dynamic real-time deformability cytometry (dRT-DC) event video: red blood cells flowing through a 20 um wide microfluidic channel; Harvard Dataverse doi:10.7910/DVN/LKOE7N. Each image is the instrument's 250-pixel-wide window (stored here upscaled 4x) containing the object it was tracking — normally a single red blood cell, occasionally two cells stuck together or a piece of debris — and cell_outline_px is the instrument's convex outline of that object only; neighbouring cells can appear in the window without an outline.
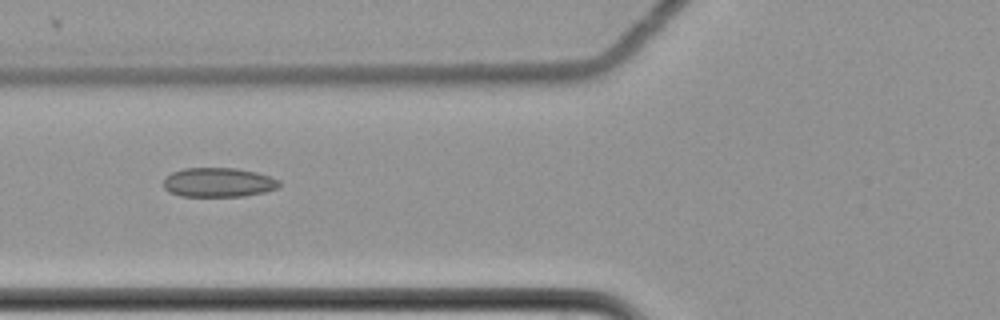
{"species": "common noctule bat (a hibernating species)", "species_latin": "Nyctalus noctula", "temperature_condition": "cold", "stored_images_in_passage": 7, "camera_frame_rate_fps": 3000, "um_per_image_px": 0.085, "animal": {"sex": "female", "body_mass_g": 22.7, "forearm_length_mm": 54.2}, "frame": {"image": 1, "passage_image": 7, "time_ms": 2.0, "image_size_px": [1000, 320], "cell_outline_px": [[280, 188], [264, 192], [244, 196], [180, 196], [168, 192], [164, 188], [164, 176], [172, 172], [184, 168], [236, 168], [256, 172], [272, 176], [280, 180]], "centroid_in_image_um": [18.58, 15.5], "position_along_channel_um": 107.2, "area_um2": 20.06}}